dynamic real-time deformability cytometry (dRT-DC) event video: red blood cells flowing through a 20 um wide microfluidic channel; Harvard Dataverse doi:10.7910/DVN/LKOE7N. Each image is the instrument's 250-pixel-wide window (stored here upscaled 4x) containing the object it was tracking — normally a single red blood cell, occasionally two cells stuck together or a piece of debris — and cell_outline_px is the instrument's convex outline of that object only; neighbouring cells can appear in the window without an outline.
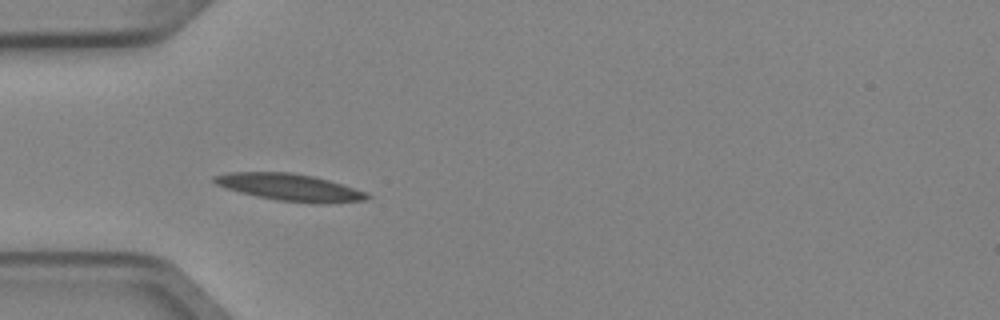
{"species": "Egyptian fruit bat (a non-hibernating species)", "species_latin": "Rousettus aegyptiacus", "temperature_condition": "cold", "stored_images_in_passage": 5, "camera_frame_rate_fps": 3000, "um_per_image_px": 0.085, "animal": {"sex": "female"}, "frame": {"image": 1, "passage_image": 4, "time_ms": 1.0, "image_size_px": [1000, 320], "cell_outline_px": [[372, 196], [368, 200], [324, 204], [316, 204], [276, 200], [256, 196], [240, 192], [216, 184], [212, 180], [212, 176], [228, 172], [292, 172], [312, 176], [328, 180], [368, 192]], "centroid_in_image_um": [24.68, 15.93], "position_along_channel_um": 60.3, "area_um2": 24.28}}
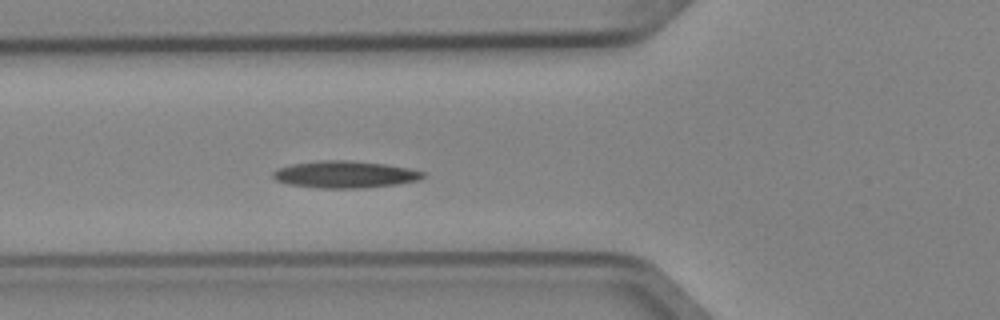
{"frame": {"image": 2, "passage_image": 5, "time_ms": 1.333, "image_size_px": [1000, 320], "cell_outline_px": [[424, 176], [416, 180], [396, 184], [364, 188], [316, 188], [288, 184], [276, 180], [272, 176], [272, 172], [276, 168], [292, 164], [324, 160], [340, 160], [384, 164], [408, 168], [424, 172]], "centroid_in_image_um": [29.25, 14.83], "position_along_channel_um": 96.5, "area_um2": 23.35}}